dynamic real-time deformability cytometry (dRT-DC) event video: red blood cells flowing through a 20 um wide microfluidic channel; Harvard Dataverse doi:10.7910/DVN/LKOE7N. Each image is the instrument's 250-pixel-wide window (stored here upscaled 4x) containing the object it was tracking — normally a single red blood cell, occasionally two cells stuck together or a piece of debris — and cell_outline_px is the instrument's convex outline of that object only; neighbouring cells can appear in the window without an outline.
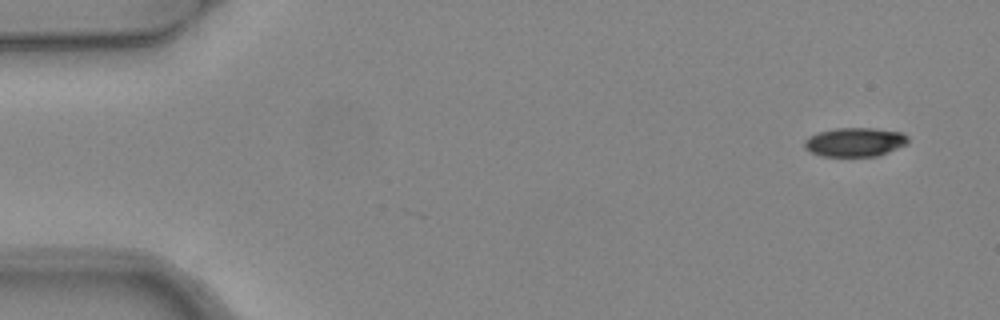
{"species": "common noctule bat (a hibernating species)", "species_latin": "Nyctalus noctula", "temperature_condition": "warm", "stored_images_in_passage": 4, "camera_frame_rate_fps": 3000, "um_per_image_px": 0.085, "animal": {"sex": "female", "body_mass_g": 24.6, "forearm_length_mm": 56.2}, "frame": {"image": 1, "passage_image": 1, "time_ms": 0.0, "image_size_px": [1000, 320], "cell_outline_px": [[908, 144], [888, 152], [876, 156], [820, 156], [804, 148], [804, 140], [808, 136], [820, 132], [836, 128], [876, 128], [900, 132], [908, 136]], "centroid_in_image_um": [72.67, 12.07], "position_along_channel_um": 12.3, "area_um2": 17.51}}
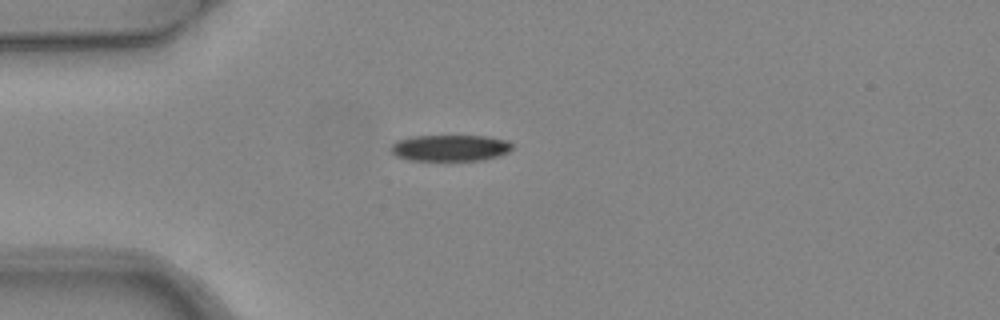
{"frame": {"image": 2, "passage_image": 4, "time_ms": 1.0, "image_size_px": [1000, 320], "cell_outline_px": [[512, 148], [508, 152], [500, 156], [480, 160], [408, 160], [396, 156], [388, 148], [396, 140], [416, 136], [484, 136], [508, 140], [512, 144]], "centroid_in_image_um": [38.25, 12.57], "position_along_channel_um": 46.7, "area_um2": 18.67}}